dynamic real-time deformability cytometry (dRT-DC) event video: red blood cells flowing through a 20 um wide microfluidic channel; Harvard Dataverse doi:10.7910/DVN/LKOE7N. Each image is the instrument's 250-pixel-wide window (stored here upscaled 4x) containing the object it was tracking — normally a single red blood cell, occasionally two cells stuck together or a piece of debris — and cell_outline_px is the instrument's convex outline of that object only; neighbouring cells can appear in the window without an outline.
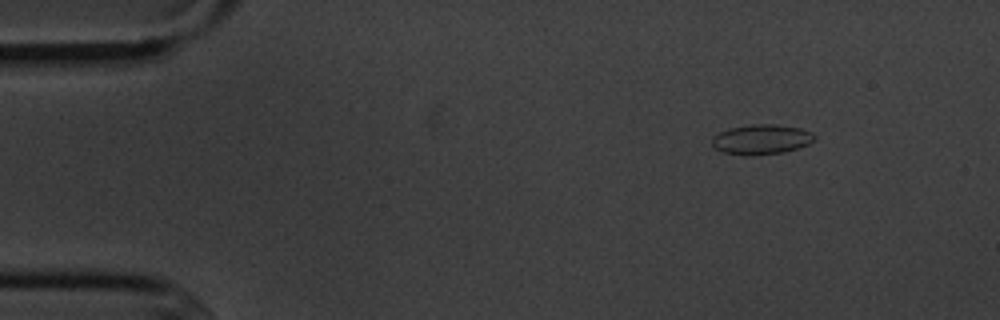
{"species": "common noctule bat (a hibernating species)", "species_latin": "Nyctalus noctula", "temperature_condition": "cold", "stored_images_in_passage": 8, "camera_frame_rate_fps": 3000, "um_per_image_px": 0.085, "animal": {"sex": "male", "body_mass_g": 20.1, "forearm_length_mm": 53.5}, "frame": {"image": 1, "passage_image": 2, "time_ms": 1.333, "image_size_px": [1000, 320], "cell_outline_px": [[816, 136], [808, 144], [784, 152], [748, 156], [724, 152], [716, 148], [712, 144], [712, 136], [728, 128], [752, 124], [776, 124], [800, 128], [812, 132]], "centroid_in_image_um": [64.7, 11.84], "position_along_channel_um": 20.3, "area_um2": 17.8}}
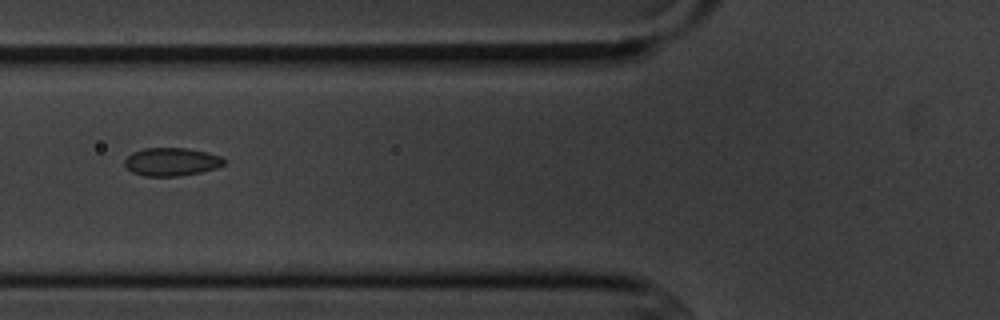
{"frame": {"image": 2, "passage_image": 6, "time_ms": 6.0, "image_size_px": [1000, 320], "cell_outline_px": [[228, 160], [224, 164], [216, 168], [200, 172], [176, 176], [144, 176], [132, 172], [124, 164], [124, 160], [132, 152], [144, 148], [188, 148], [208, 152], [220, 156]], "centroid_in_image_um": [14.59, 13.74], "position_along_channel_um": 111.2, "area_um2": 16.36}}
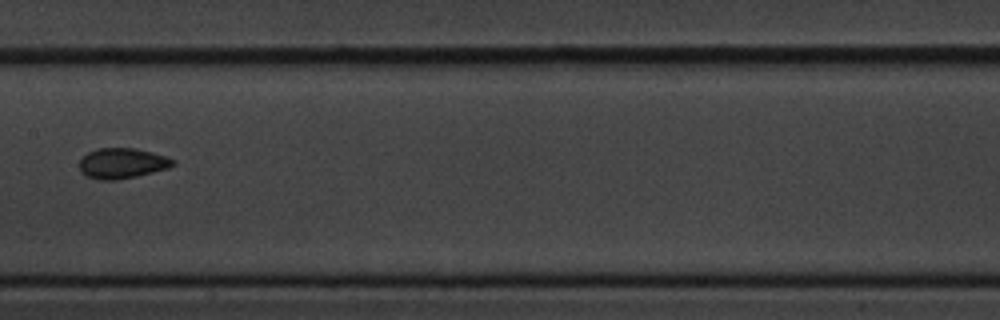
{"frame": {"image": 3, "passage_image": 8, "time_ms": 8.333, "image_size_px": [1000, 320], "cell_outline_px": [[176, 164], [168, 168], [136, 176], [116, 180], [100, 180], [88, 176], [80, 172], [80, 160], [88, 152], [96, 148], [136, 148], [152, 152], [176, 160]], "centroid_in_image_um": [10.39, 13.87], "position_along_channel_um": 197.0, "area_um2": 16.53}}